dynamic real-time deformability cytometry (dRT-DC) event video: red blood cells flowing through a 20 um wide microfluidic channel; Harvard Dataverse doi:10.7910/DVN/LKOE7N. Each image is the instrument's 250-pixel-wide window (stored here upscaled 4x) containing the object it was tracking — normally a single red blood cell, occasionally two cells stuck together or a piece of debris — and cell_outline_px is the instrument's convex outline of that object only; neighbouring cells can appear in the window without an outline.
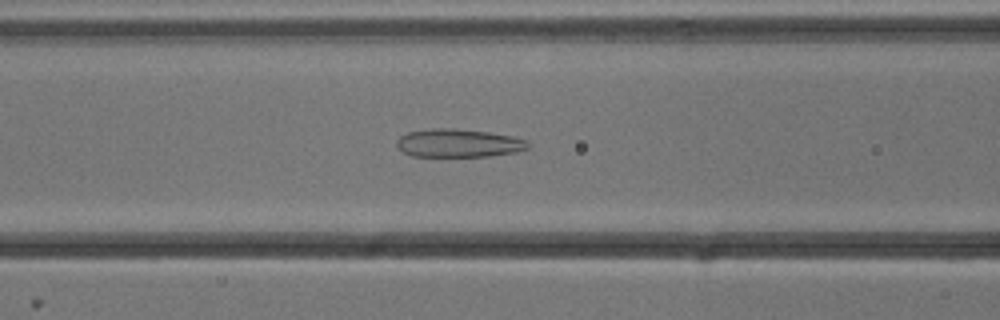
{"species": "common noctule bat (a hibernating species)", "species_latin": "Nyctalus noctula", "temperature_condition": "cold", "stored_images_in_passage": 53, "camera_frame_rate_fps": 3000, "um_per_image_px": 0.085, "animal": {"sex": "male", "body_mass_g": 13.3}, "frame": {"image": 1, "passage_image": 21, "time_ms": 6.667, "image_size_px": [1000, 320], "cell_outline_px": [[532, 144], [528, 148], [516, 152], [488, 156], [412, 156], [396, 148], [396, 140], [400, 136], [408, 132], [432, 128], [456, 128], [488, 132], [512, 136], [528, 140]], "centroid_in_image_um": [38.98, 12.16], "position_along_channel_um": 127.6, "area_um2": 21.79}}
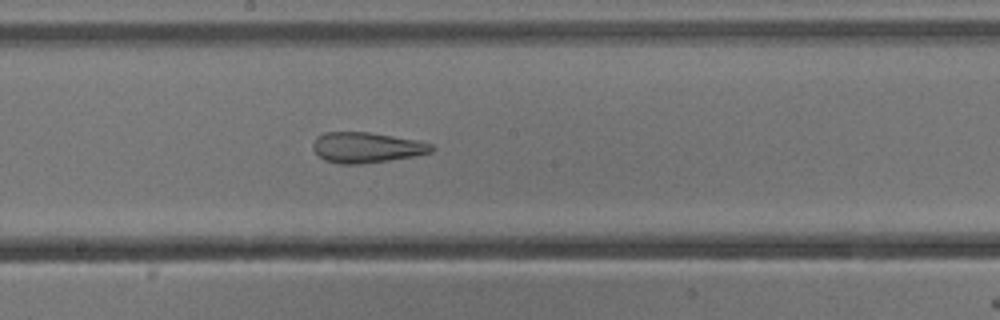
{"frame": {"image": 2, "passage_image": 28, "time_ms": 9.0, "image_size_px": [1000, 320], "cell_outline_px": [[436, 148], [432, 152], [416, 156], [360, 164], [340, 164], [324, 160], [312, 148], [312, 144], [316, 136], [324, 132], [368, 132], [416, 140], [432, 144]], "centroid_in_image_um": [31.15, 12.54], "position_along_channel_um": 217.1, "area_um2": 21.1}}
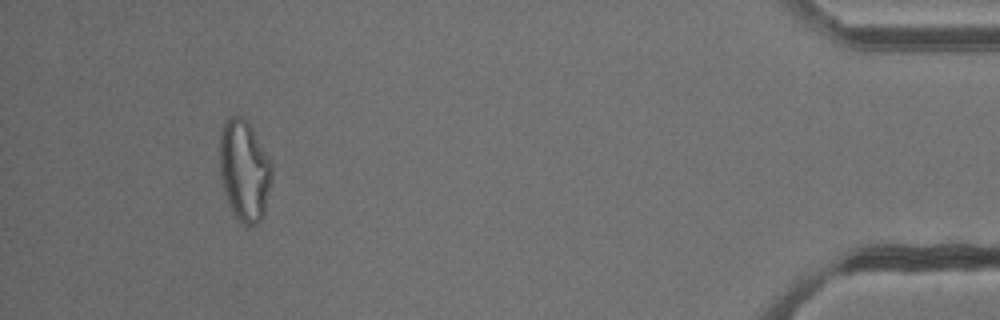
{"frame": {"image": 3, "passage_image": 49, "time_ms": 16.0, "image_size_px": [1000, 320], "cell_outline_px": [[272, 176], [264, 216], [260, 224], [248, 228], [244, 228], [236, 220], [228, 204], [224, 192], [220, 172], [220, 136], [224, 120], [228, 116], [240, 116], [248, 120], [272, 164]], "centroid_in_image_um": [20.77, 14.57], "position_along_channel_um": 414.4, "area_um2": 31.44}, "authors_computed_cell_mechanics": {"area_um2": 28.322, "velocity_mm_per_s": 3.8191, "shape_relaxation_time_tau1_ms": null, "shape_relaxation_time_tau2_ms": 2.9422, "deformation_change_tau1": null, "deformation_change_tau2": 0.1384}}